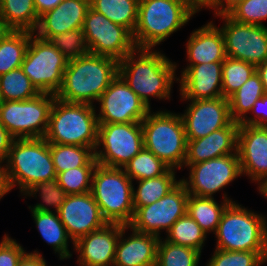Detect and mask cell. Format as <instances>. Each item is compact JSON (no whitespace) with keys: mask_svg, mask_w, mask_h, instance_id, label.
<instances>
[{"mask_svg":"<svg viewBox=\"0 0 267 266\" xmlns=\"http://www.w3.org/2000/svg\"><path fill=\"white\" fill-rule=\"evenodd\" d=\"M95 107L55 98L44 139L48 143L91 147L95 151L99 127Z\"/></svg>","mask_w":267,"mask_h":266,"instance_id":"cell-5","label":"cell"},{"mask_svg":"<svg viewBox=\"0 0 267 266\" xmlns=\"http://www.w3.org/2000/svg\"><path fill=\"white\" fill-rule=\"evenodd\" d=\"M165 235L167 241L192 247L201 253L208 236L188 214L180 217Z\"/></svg>","mask_w":267,"mask_h":266,"instance_id":"cell-36","label":"cell"},{"mask_svg":"<svg viewBox=\"0 0 267 266\" xmlns=\"http://www.w3.org/2000/svg\"><path fill=\"white\" fill-rule=\"evenodd\" d=\"M216 249L225 251H267V218L231 202L215 232Z\"/></svg>","mask_w":267,"mask_h":266,"instance_id":"cell-6","label":"cell"},{"mask_svg":"<svg viewBox=\"0 0 267 266\" xmlns=\"http://www.w3.org/2000/svg\"><path fill=\"white\" fill-rule=\"evenodd\" d=\"M94 157L86 166L68 169L57 174L56 179L67 195L91 191L92 177L97 166Z\"/></svg>","mask_w":267,"mask_h":266,"instance_id":"cell-40","label":"cell"},{"mask_svg":"<svg viewBox=\"0 0 267 266\" xmlns=\"http://www.w3.org/2000/svg\"><path fill=\"white\" fill-rule=\"evenodd\" d=\"M48 41L54 45L68 61L89 53L82 28L53 35Z\"/></svg>","mask_w":267,"mask_h":266,"instance_id":"cell-42","label":"cell"},{"mask_svg":"<svg viewBox=\"0 0 267 266\" xmlns=\"http://www.w3.org/2000/svg\"><path fill=\"white\" fill-rule=\"evenodd\" d=\"M7 183L24 194L39 182L56 179L49 143L44 138H16L4 162Z\"/></svg>","mask_w":267,"mask_h":266,"instance_id":"cell-4","label":"cell"},{"mask_svg":"<svg viewBox=\"0 0 267 266\" xmlns=\"http://www.w3.org/2000/svg\"><path fill=\"white\" fill-rule=\"evenodd\" d=\"M68 59L48 40L31 32L21 68L40 93L56 95L61 89Z\"/></svg>","mask_w":267,"mask_h":266,"instance_id":"cell-10","label":"cell"},{"mask_svg":"<svg viewBox=\"0 0 267 266\" xmlns=\"http://www.w3.org/2000/svg\"><path fill=\"white\" fill-rule=\"evenodd\" d=\"M239 122L232 121L227 127L215 130L207 136L187 140V154L184 167L237 153Z\"/></svg>","mask_w":267,"mask_h":266,"instance_id":"cell-22","label":"cell"},{"mask_svg":"<svg viewBox=\"0 0 267 266\" xmlns=\"http://www.w3.org/2000/svg\"><path fill=\"white\" fill-rule=\"evenodd\" d=\"M222 63L188 65L178 76L180 96L186 100H206L223 97Z\"/></svg>","mask_w":267,"mask_h":266,"instance_id":"cell-20","label":"cell"},{"mask_svg":"<svg viewBox=\"0 0 267 266\" xmlns=\"http://www.w3.org/2000/svg\"><path fill=\"white\" fill-rule=\"evenodd\" d=\"M38 94L40 92L21 67L0 76V101L28 100Z\"/></svg>","mask_w":267,"mask_h":266,"instance_id":"cell-33","label":"cell"},{"mask_svg":"<svg viewBox=\"0 0 267 266\" xmlns=\"http://www.w3.org/2000/svg\"><path fill=\"white\" fill-rule=\"evenodd\" d=\"M31 213L41 237L48 245L52 246L54 252L59 255V259H70L72 253L68 246L72 243L74 248V242L69 237L58 213L37 210H31ZM70 240L71 242L69 243Z\"/></svg>","mask_w":267,"mask_h":266,"instance_id":"cell-26","label":"cell"},{"mask_svg":"<svg viewBox=\"0 0 267 266\" xmlns=\"http://www.w3.org/2000/svg\"><path fill=\"white\" fill-rule=\"evenodd\" d=\"M139 0H90V7L113 23L134 33L138 19Z\"/></svg>","mask_w":267,"mask_h":266,"instance_id":"cell-31","label":"cell"},{"mask_svg":"<svg viewBox=\"0 0 267 266\" xmlns=\"http://www.w3.org/2000/svg\"><path fill=\"white\" fill-rule=\"evenodd\" d=\"M30 37V31L11 30L0 41V76L21 67Z\"/></svg>","mask_w":267,"mask_h":266,"instance_id":"cell-29","label":"cell"},{"mask_svg":"<svg viewBox=\"0 0 267 266\" xmlns=\"http://www.w3.org/2000/svg\"><path fill=\"white\" fill-rule=\"evenodd\" d=\"M187 169L188 178L183 177L180 181L189 194L197 197L213 198L216 192L242 176L238 154H228L191 164Z\"/></svg>","mask_w":267,"mask_h":266,"instance_id":"cell-14","label":"cell"},{"mask_svg":"<svg viewBox=\"0 0 267 266\" xmlns=\"http://www.w3.org/2000/svg\"><path fill=\"white\" fill-rule=\"evenodd\" d=\"M256 72L259 74L264 91L267 94V60L256 67Z\"/></svg>","mask_w":267,"mask_h":266,"instance_id":"cell-51","label":"cell"},{"mask_svg":"<svg viewBox=\"0 0 267 266\" xmlns=\"http://www.w3.org/2000/svg\"><path fill=\"white\" fill-rule=\"evenodd\" d=\"M12 30L34 32L39 22V16L34 6V0H1V15Z\"/></svg>","mask_w":267,"mask_h":266,"instance_id":"cell-30","label":"cell"},{"mask_svg":"<svg viewBox=\"0 0 267 266\" xmlns=\"http://www.w3.org/2000/svg\"><path fill=\"white\" fill-rule=\"evenodd\" d=\"M227 196L224 192L223 200L219 204L214 197H197L189 194L187 214L195 220L206 234L212 232L215 234L226 207L231 202H235Z\"/></svg>","mask_w":267,"mask_h":266,"instance_id":"cell-27","label":"cell"},{"mask_svg":"<svg viewBox=\"0 0 267 266\" xmlns=\"http://www.w3.org/2000/svg\"><path fill=\"white\" fill-rule=\"evenodd\" d=\"M41 198L42 203H37L34 206H28L30 210L40 212H57L67 196L65 191L60 187L58 180L53 179L35 184L27 190L22 196ZM50 207V208H49ZM53 208V210H51Z\"/></svg>","mask_w":267,"mask_h":266,"instance_id":"cell-38","label":"cell"},{"mask_svg":"<svg viewBox=\"0 0 267 266\" xmlns=\"http://www.w3.org/2000/svg\"><path fill=\"white\" fill-rule=\"evenodd\" d=\"M188 196L189 193L180 181L160 200L148 206L134 208V215L128 226L160 238L161 232L167 233L180 217L187 214Z\"/></svg>","mask_w":267,"mask_h":266,"instance_id":"cell-13","label":"cell"},{"mask_svg":"<svg viewBox=\"0 0 267 266\" xmlns=\"http://www.w3.org/2000/svg\"><path fill=\"white\" fill-rule=\"evenodd\" d=\"M199 13L187 0H139L136 48L155 49Z\"/></svg>","mask_w":267,"mask_h":266,"instance_id":"cell-3","label":"cell"},{"mask_svg":"<svg viewBox=\"0 0 267 266\" xmlns=\"http://www.w3.org/2000/svg\"><path fill=\"white\" fill-rule=\"evenodd\" d=\"M177 63L156 49L135 48L119 61V75L149 109L153 99L171 100Z\"/></svg>","mask_w":267,"mask_h":266,"instance_id":"cell-1","label":"cell"},{"mask_svg":"<svg viewBox=\"0 0 267 266\" xmlns=\"http://www.w3.org/2000/svg\"><path fill=\"white\" fill-rule=\"evenodd\" d=\"M57 213L74 243L108 224L91 191L67 195Z\"/></svg>","mask_w":267,"mask_h":266,"instance_id":"cell-18","label":"cell"},{"mask_svg":"<svg viewBox=\"0 0 267 266\" xmlns=\"http://www.w3.org/2000/svg\"><path fill=\"white\" fill-rule=\"evenodd\" d=\"M56 95L40 93L22 101H0V122L16 138H44Z\"/></svg>","mask_w":267,"mask_h":266,"instance_id":"cell-9","label":"cell"},{"mask_svg":"<svg viewBox=\"0 0 267 266\" xmlns=\"http://www.w3.org/2000/svg\"><path fill=\"white\" fill-rule=\"evenodd\" d=\"M121 224H107L74 243L79 266H113Z\"/></svg>","mask_w":267,"mask_h":266,"instance_id":"cell-21","label":"cell"},{"mask_svg":"<svg viewBox=\"0 0 267 266\" xmlns=\"http://www.w3.org/2000/svg\"><path fill=\"white\" fill-rule=\"evenodd\" d=\"M228 15L240 23L266 26L267 0H243Z\"/></svg>","mask_w":267,"mask_h":266,"instance_id":"cell-43","label":"cell"},{"mask_svg":"<svg viewBox=\"0 0 267 266\" xmlns=\"http://www.w3.org/2000/svg\"><path fill=\"white\" fill-rule=\"evenodd\" d=\"M123 169L132 181H138L161 176L170 168L150 150L144 147Z\"/></svg>","mask_w":267,"mask_h":266,"instance_id":"cell-37","label":"cell"},{"mask_svg":"<svg viewBox=\"0 0 267 266\" xmlns=\"http://www.w3.org/2000/svg\"><path fill=\"white\" fill-rule=\"evenodd\" d=\"M12 29L5 23L0 16V41L11 31Z\"/></svg>","mask_w":267,"mask_h":266,"instance_id":"cell-52","label":"cell"},{"mask_svg":"<svg viewBox=\"0 0 267 266\" xmlns=\"http://www.w3.org/2000/svg\"><path fill=\"white\" fill-rule=\"evenodd\" d=\"M265 94L261 78L257 72L229 98L230 115L233 121L241 122L251 111L254 103Z\"/></svg>","mask_w":267,"mask_h":266,"instance_id":"cell-32","label":"cell"},{"mask_svg":"<svg viewBox=\"0 0 267 266\" xmlns=\"http://www.w3.org/2000/svg\"><path fill=\"white\" fill-rule=\"evenodd\" d=\"M129 229L132 233L126 237ZM159 239L158 236L122 225L113 266H155Z\"/></svg>","mask_w":267,"mask_h":266,"instance_id":"cell-23","label":"cell"},{"mask_svg":"<svg viewBox=\"0 0 267 266\" xmlns=\"http://www.w3.org/2000/svg\"><path fill=\"white\" fill-rule=\"evenodd\" d=\"M256 72V67L248 62L226 57L222 63V93L229 98Z\"/></svg>","mask_w":267,"mask_h":266,"instance_id":"cell-39","label":"cell"},{"mask_svg":"<svg viewBox=\"0 0 267 266\" xmlns=\"http://www.w3.org/2000/svg\"><path fill=\"white\" fill-rule=\"evenodd\" d=\"M259 194L261 193L262 197L264 196L267 199V181H265L259 188H257Z\"/></svg>","mask_w":267,"mask_h":266,"instance_id":"cell-54","label":"cell"},{"mask_svg":"<svg viewBox=\"0 0 267 266\" xmlns=\"http://www.w3.org/2000/svg\"><path fill=\"white\" fill-rule=\"evenodd\" d=\"M201 254L192 247L174 244L160 237L155 266H198Z\"/></svg>","mask_w":267,"mask_h":266,"instance_id":"cell-35","label":"cell"},{"mask_svg":"<svg viewBox=\"0 0 267 266\" xmlns=\"http://www.w3.org/2000/svg\"><path fill=\"white\" fill-rule=\"evenodd\" d=\"M176 170L169 169L165 174L136 181L137 188L133 187L134 208L148 206L164 197L179 182L176 178Z\"/></svg>","mask_w":267,"mask_h":266,"instance_id":"cell-28","label":"cell"},{"mask_svg":"<svg viewBox=\"0 0 267 266\" xmlns=\"http://www.w3.org/2000/svg\"><path fill=\"white\" fill-rule=\"evenodd\" d=\"M25 253L20 243L5 234L0 242V266H17Z\"/></svg>","mask_w":267,"mask_h":266,"instance_id":"cell-44","label":"cell"},{"mask_svg":"<svg viewBox=\"0 0 267 266\" xmlns=\"http://www.w3.org/2000/svg\"><path fill=\"white\" fill-rule=\"evenodd\" d=\"M226 56L259 66L267 60V26L240 23L229 15L219 16Z\"/></svg>","mask_w":267,"mask_h":266,"instance_id":"cell-15","label":"cell"},{"mask_svg":"<svg viewBox=\"0 0 267 266\" xmlns=\"http://www.w3.org/2000/svg\"><path fill=\"white\" fill-rule=\"evenodd\" d=\"M253 113V116H249ZM239 125H254L267 127V94L265 93L260 99H258L251 111Z\"/></svg>","mask_w":267,"mask_h":266,"instance_id":"cell-45","label":"cell"},{"mask_svg":"<svg viewBox=\"0 0 267 266\" xmlns=\"http://www.w3.org/2000/svg\"><path fill=\"white\" fill-rule=\"evenodd\" d=\"M14 139L0 122V162L4 163L6 161Z\"/></svg>","mask_w":267,"mask_h":266,"instance_id":"cell-47","label":"cell"},{"mask_svg":"<svg viewBox=\"0 0 267 266\" xmlns=\"http://www.w3.org/2000/svg\"><path fill=\"white\" fill-rule=\"evenodd\" d=\"M97 103L99 124L141 122L151 110L119 74Z\"/></svg>","mask_w":267,"mask_h":266,"instance_id":"cell-16","label":"cell"},{"mask_svg":"<svg viewBox=\"0 0 267 266\" xmlns=\"http://www.w3.org/2000/svg\"><path fill=\"white\" fill-rule=\"evenodd\" d=\"M143 148L141 122L99 124L95 148L98 164L123 168Z\"/></svg>","mask_w":267,"mask_h":266,"instance_id":"cell-11","label":"cell"},{"mask_svg":"<svg viewBox=\"0 0 267 266\" xmlns=\"http://www.w3.org/2000/svg\"><path fill=\"white\" fill-rule=\"evenodd\" d=\"M119 74V62L88 53L69 60L56 98L69 103L93 105Z\"/></svg>","mask_w":267,"mask_h":266,"instance_id":"cell-2","label":"cell"},{"mask_svg":"<svg viewBox=\"0 0 267 266\" xmlns=\"http://www.w3.org/2000/svg\"><path fill=\"white\" fill-rule=\"evenodd\" d=\"M46 262L43 255L39 251L34 250L30 253L26 252L17 266H48Z\"/></svg>","mask_w":267,"mask_h":266,"instance_id":"cell-48","label":"cell"},{"mask_svg":"<svg viewBox=\"0 0 267 266\" xmlns=\"http://www.w3.org/2000/svg\"><path fill=\"white\" fill-rule=\"evenodd\" d=\"M62 0H34V6L40 17L49 10L54 9Z\"/></svg>","mask_w":267,"mask_h":266,"instance_id":"cell-49","label":"cell"},{"mask_svg":"<svg viewBox=\"0 0 267 266\" xmlns=\"http://www.w3.org/2000/svg\"><path fill=\"white\" fill-rule=\"evenodd\" d=\"M89 7L90 0H62L54 9L40 16L33 33L49 40L53 35L80 29Z\"/></svg>","mask_w":267,"mask_h":266,"instance_id":"cell-24","label":"cell"},{"mask_svg":"<svg viewBox=\"0 0 267 266\" xmlns=\"http://www.w3.org/2000/svg\"><path fill=\"white\" fill-rule=\"evenodd\" d=\"M243 0H209L202 9L214 10L215 17L228 15Z\"/></svg>","mask_w":267,"mask_h":266,"instance_id":"cell-46","label":"cell"},{"mask_svg":"<svg viewBox=\"0 0 267 266\" xmlns=\"http://www.w3.org/2000/svg\"><path fill=\"white\" fill-rule=\"evenodd\" d=\"M198 12L202 10V7L209 1V0H187Z\"/></svg>","mask_w":267,"mask_h":266,"instance_id":"cell-53","label":"cell"},{"mask_svg":"<svg viewBox=\"0 0 267 266\" xmlns=\"http://www.w3.org/2000/svg\"><path fill=\"white\" fill-rule=\"evenodd\" d=\"M237 153L241 174L259 188L267 181V127L239 125Z\"/></svg>","mask_w":267,"mask_h":266,"instance_id":"cell-19","label":"cell"},{"mask_svg":"<svg viewBox=\"0 0 267 266\" xmlns=\"http://www.w3.org/2000/svg\"><path fill=\"white\" fill-rule=\"evenodd\" d=\"M267 262V251L214 250L206 266H262Z\"/></svg>","mask_w":267,"mask_h":266,"instance_id":"cell-41","label":"cell"},{"mask_svg":"<svg viewBox=\"0 0 267 266\" xmlns=\"http://www.w3.org/2000/svg\"><path fill=\"white\" fill-rule=\"evenodd\" d=\"M10 192L4 163L0 162V200Z\"/></svg>","mask_w":267,"mask_h":266,"instance_id":"cell-50","label":"cell"},{"mask_svg":"<svg viewBox=\"0 0 267 266\" xmlns=\"http://www.w3.org/2000/svg\"><path fill=\"white\" fill-rule=\"evenodd\" d=\"M89 53L121 61L136 46L133 34L124 26L113 23L91 7L82 26Z\"/></svg>","mask_w":267,"mask_h":266,"instance_id":"cell-12","label":"cell"},{"mask_svg":"<svg viewBox=\"0 0 267 266\" xmlns=\"http://www.w3.org/2000/svg\"><path fill=\"white\" fill-rule=\"evenodd\" d=\"M141 125L144 147L170 169H182L187 154V138L180 113L150 110Z\"/></svg>","mask_w":267,"mask_h":266,"instance_id":"cell-7","label":"cell"},{"mask_svg":"<svg viewBox=\"0 0 267 266\" xmlns=\"http://www.w3.org/2000/svg\"><path fill=\"white\" fill-rule=\"evenodd\" d=\"M49 148L57 174L86 166L95 157L91 147L49 143Z\"/></svg>","mask_w":267,"mask_h":266,"instance_id":"cell-34","label":"cell"},{"mask_svg":"<svg viewBox=\"0 0 267 266\" xmlns=\"http://www.w3.org/2000/svg\"><path fill=\"white\" fill-rule=\"evenodd\" d=\"M133 181L123 168L97 164L91 193L108 224L128 226L134 215Z\"/></svg>","mask_w":267,"mask_h":266,"instance_id":"cell-8","label":"cell"},{"mask_svg":"<svg viewBox=\"0 0 267 266\" xmlns=\"http://www.w3.org/2000/svg\"><path fill=\"white\" fill-rule=\"evenodd\" d=\"M185 46L187 65L223 62L227 57L222 31L213 20L192 31Z\"/></svg>","mask_w":267,"mask_h":266,"instance_id":"cell-25","label":"cell"},{"mask_svg":"<svg viewBox=\"0 0 267 266\" xmlns=\"http://www.w3.org/2000/svg\"><path fill=\"white\" fill-rule=\"evenodd\" d=\"M187 109L180 113L187 140L199 139L227 127L233 120L229 100L224 97L206 100H187Z\"/></svg>","mask_w":267,"mask_h":266,"instance_id":"cell-17","label":"cell"}]
</instances>
